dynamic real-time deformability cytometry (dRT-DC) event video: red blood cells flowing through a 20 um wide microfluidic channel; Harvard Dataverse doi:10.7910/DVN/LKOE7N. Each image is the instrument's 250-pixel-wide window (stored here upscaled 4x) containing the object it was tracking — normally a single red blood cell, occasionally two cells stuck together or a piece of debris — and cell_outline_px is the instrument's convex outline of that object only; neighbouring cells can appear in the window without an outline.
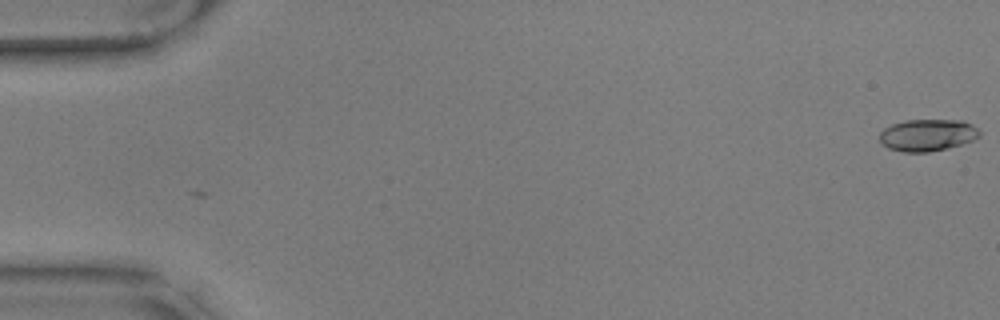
{"species": "common noctule bat (a hibernating species)", "species_latin": "Nyctalus noctula", "temperature_condition": "warm", "stored_images_in_passage": 2, "camera_frame_rate_fps": 3000, "um_per_image_px": 0.085, "animal": {"sex": "male", "body_mass_g": 17.9, "forearm_length_mm": 54.2}, "frame": {"image": 1, "passage_image": 1, "time_ms": 0.0, "image_size_px": [1000, 320], "cell_outline_px": [[980, 136], [972, 140], [948, 148], [928, 152], [904, 152], [888, 148], [880, 140], [880, 132], [884, 128], [892, 124], [904, 120], [964, 120], [972, 124], [980, 132]], "centroid_in_image_um": [78.84, 11.47], "position_along_channel_um": 6.2, "area_um2": 18.55}}